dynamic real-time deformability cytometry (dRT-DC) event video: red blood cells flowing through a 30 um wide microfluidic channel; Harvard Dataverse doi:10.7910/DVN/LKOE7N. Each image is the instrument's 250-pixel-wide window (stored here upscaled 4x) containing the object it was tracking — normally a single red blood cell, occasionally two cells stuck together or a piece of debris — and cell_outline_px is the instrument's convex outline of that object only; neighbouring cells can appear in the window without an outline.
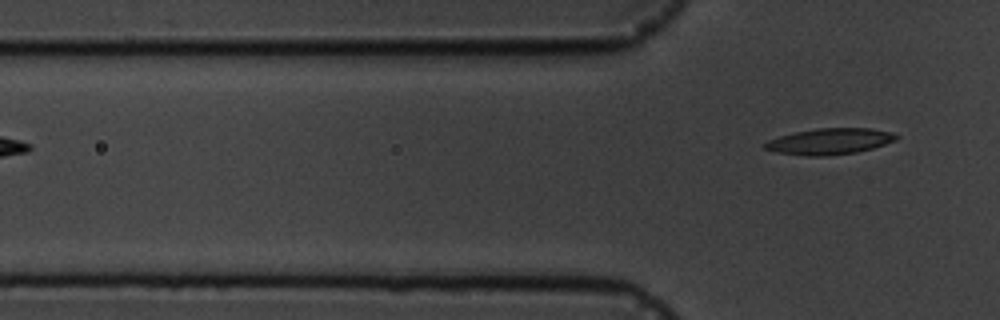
{"species": "common noctule bat (a hibernating species)", "species_latin": "Nyctalus noctula", "temperature_condition": "cold", "stored_images_in_passage": 4, "camera_frame_rate_fps": 3000, "um_per_image_px": 0.085, "animal": {"sex": "male", "body_mass_g": 19.5, "forearm_length_mm": 54.6}, "frame": {"image": 1, "passage_image": 4, "time_ms": 3.667, "image_size_px": [1000, 320], "cell_outline_px": [[900, 136], [896, 140], [872, 148], [856, 152], [828, 156], [808, 156], [776, 152], [764, 148], [764, 144], [768, 140], [780, 136], [796, 132], [816, 128], [872, 128], [888, 132]], "centroid_in_image_um": [70.51, 12.02], "position_along_channel_um": 55.3, "area_um2": 19.83}}